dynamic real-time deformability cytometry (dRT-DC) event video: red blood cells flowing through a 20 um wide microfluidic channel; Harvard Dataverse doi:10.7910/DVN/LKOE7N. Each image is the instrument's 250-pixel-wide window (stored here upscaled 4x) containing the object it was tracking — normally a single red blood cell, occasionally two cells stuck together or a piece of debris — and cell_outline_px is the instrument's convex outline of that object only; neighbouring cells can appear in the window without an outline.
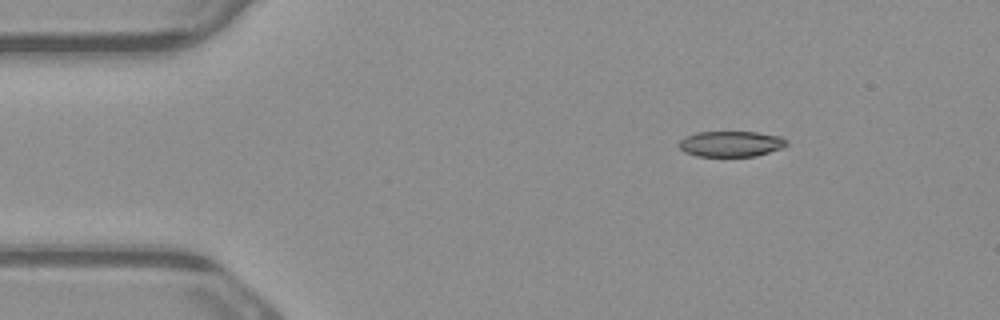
{"species": "common noctule bat (a hibernating species)", "species_latin": "Nyctalus noctula", "temperature_condition": "warm", "stored_images_in_passage": 3, "camera_frame_rate_fps": 3000, "um_per_image_px": 0.085, "animal": {"sex": "male", "body_mass_g": 23.1, "forearm_length_mm": 52.7}, "frame": {"image": 1, "passage_image": 1, "time_ms": 0.0, "image_size_px": [1000, 320], "cell_outline_px": [[788, 144], [784, 148], [756, 156], [696, 156], [684, 152], [680, 148], [680, 140], [684, 136], [696, 132], [756, 132], [784, 136], [788, 140]], "centroid_in_image_um": [62.19, 12.22], "position_along_channel_um": 22.8, "area_um2": 16.36}}
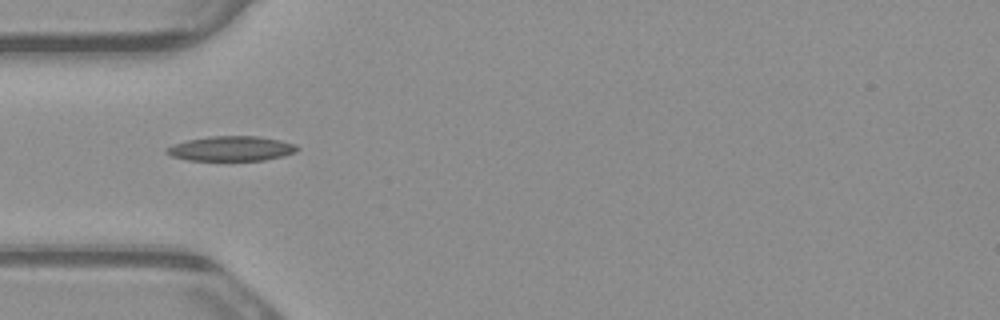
{"frame": {"image": 2, "passage_image": 3, "time_ms": 0.667, "image_size_px": [1000, 320], "cell_outline_px": [[300, 148], [296, 152], [284, 156], [264, 160], [188, 160], [172, 156], [164, 152], [164, 148], [172, 144], [188, 140], [208, 136], [260, 136], [280, 140], [296, 144]], "centroid_in_image_um": [19.66, 12.62], "position_along_channel_um": 65.3, "area_um2": 19.07}}